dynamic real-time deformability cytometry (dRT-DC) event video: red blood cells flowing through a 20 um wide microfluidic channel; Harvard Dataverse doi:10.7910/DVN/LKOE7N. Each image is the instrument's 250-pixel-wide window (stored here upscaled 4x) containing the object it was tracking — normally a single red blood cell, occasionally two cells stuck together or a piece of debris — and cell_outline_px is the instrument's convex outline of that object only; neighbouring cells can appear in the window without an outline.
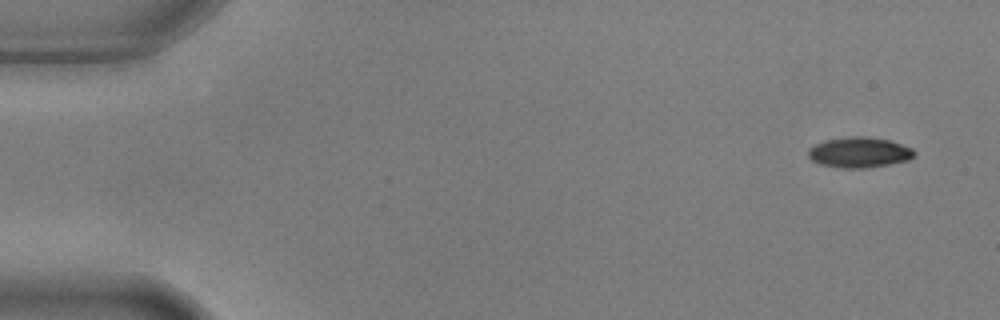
{"species": "common noctule bat (a hibernating species)", "species_latin": "Nyctalus noctula", "temperature_condition": "warm", "stored_images_in_passage": 6, "camera_frame_rate_fps": 3000, "um_per_image_px": 0.085, "animal": {"sex": "male", "body_mass_g": 17.9, "forearm_length_mm": 54.2}, "frame": {"image": 1, "passage_image": 1, "time_ms": 0.0, "image_size_px": [1000, 320], "cell_outline_px": [[916, 156], [908, 160], [888, 164], [864, 168], [844, 168], [820, 164], [812, 160], [808, 156], [808, 148], [824, 140], [852, 136], [864, 136], [888, 140], [912, 148], [916, 152]], "centroid_in_image_um": [73.03, 12.95], "position_along_channel_um": 12.0, "area_um2": 18.73}}
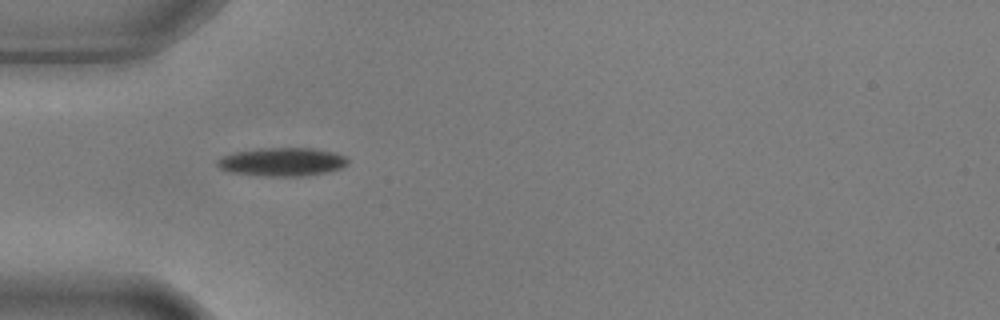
{"frame": {"image": 2, "passage_image": 5, "time_ms": 1.333, "image_size_px": [1000, 320], "cell_outline_px": [[348, 164], [340, 168], [324, 172], [304, 176], [264, 176], [232, 172], [220, 168], [216, 164], [216, 160], [220, 156], [232, 152], [260, 148], [312, 148], [332, 152], [344, 156], [348, 160]], "centroid_in_image_um": [23.93, 13.75], "position_along_channel_um": 61.1, "area_um2": 21.56}}
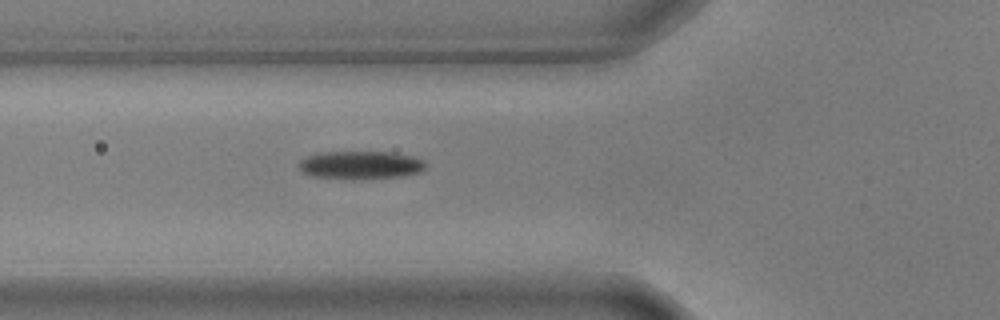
{"frame": {"image": 3, "passage_image": 6, "time_ms": 1.667, "image_size_px": [1000, 320], "cell_outline_px": [[428, 168], [420, 172], [404, 176], [352, 180], [312, 176], [304, 172], [300, 168], [300, 160], [304, 156], [316, 152], [396, 152], [412, 156], [424, 160], [428, 164]], "centroid_in_image_um": [30.69, 14.03], "position_along_channel_um": 95.1, "area_um2": 21.27}}